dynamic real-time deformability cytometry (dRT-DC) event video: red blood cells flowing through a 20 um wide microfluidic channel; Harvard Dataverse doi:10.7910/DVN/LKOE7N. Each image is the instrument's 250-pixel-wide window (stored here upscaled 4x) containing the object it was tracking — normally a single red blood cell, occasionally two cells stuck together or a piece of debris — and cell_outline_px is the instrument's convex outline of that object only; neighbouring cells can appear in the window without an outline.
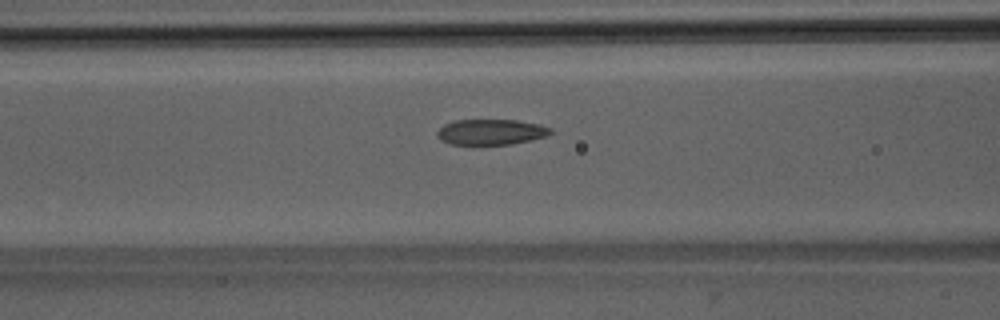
{"species": "Egyptian fruit bat (a non-hibernating species)", "species_latin": "Rousettus aegyptiacus", "temperature_condition": "room temperature", "stored_images_in_passage": 40, "camera_frame_rate_fps": 3000, "um_per_image_px": 0.085, "animal": {"sex": "male"}, "frame": {"image": 1, "passage_image": 10, "time_ms": 3.0, "image_size_px": [1000, 320], "cell_outline_px": [[552, 132], [544, 136], [532, 140], [512, 144], [448, 144], [440, 140], [436, 136], [436, 132], [444, 124], [452, 120], [516, 120], [540, 124], [552, 128]], "centroid_in_image_um": [41.7, 11.21], "position_along_channel_um": 124.9, "area_um2": 16.99}}
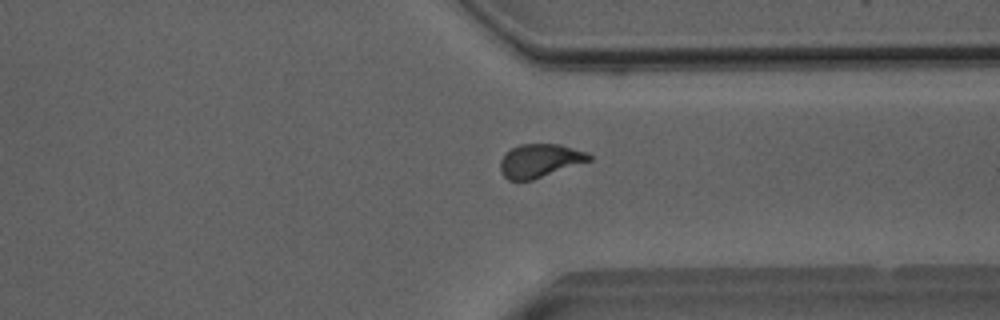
{"frame": {"image": 2, "passage_image": 28, "time_ms": 9.0, "image_size_px": [1000, 320], "cell_outline_px": [[592, 160], [532, 180], [508, 180], [504, 176], [500, 168], [500, 160], [512, 148], [520, 144], [560, 144], [588, 152], [592, 156]], "centroid_in_image_um": [45.92, 13.65], "position_along_channel_um": 365.5, "area_um2": 17.22}}
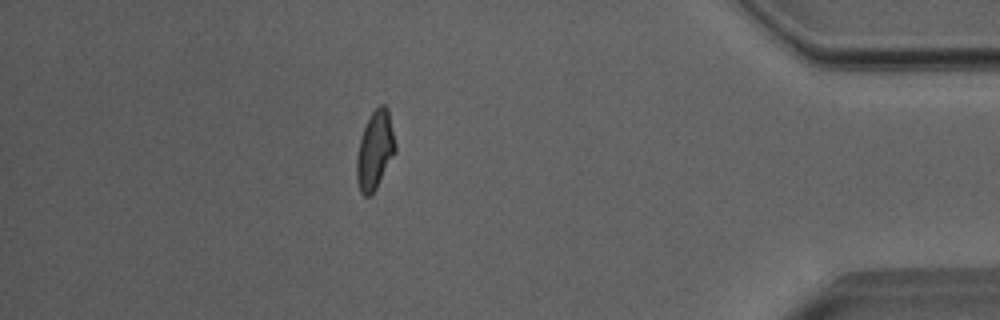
{"frame": {"image": 3, "passage_image": 34, "time_ms": 11.0, "image_size_px": [1000, 320], "cell_outline_px": [[396, 152], [372, 196], [364, 196], [360, 192], [356, 180], [356, 156], [360, 140], [364, 128], [372, 112], [380, 104], [384, 104], [388, 108], [396, 144]], "centroid_in_image_um": [31.87, 12.81], "position_along_channel_um": 403.3, "area_um2": 17.8}, "authors_computed_cell_mechanics": {"area_um2": 17.4267, "velocity_mm_per_s": 4.0113, "shape_relaxation_time_tau1_ms": 8.0506, "shape_relaxation_time_tau2_ms": 1.4024, "deformation_change_tau1": 0.1796, "deformation_change_tau2": 0.0747}}